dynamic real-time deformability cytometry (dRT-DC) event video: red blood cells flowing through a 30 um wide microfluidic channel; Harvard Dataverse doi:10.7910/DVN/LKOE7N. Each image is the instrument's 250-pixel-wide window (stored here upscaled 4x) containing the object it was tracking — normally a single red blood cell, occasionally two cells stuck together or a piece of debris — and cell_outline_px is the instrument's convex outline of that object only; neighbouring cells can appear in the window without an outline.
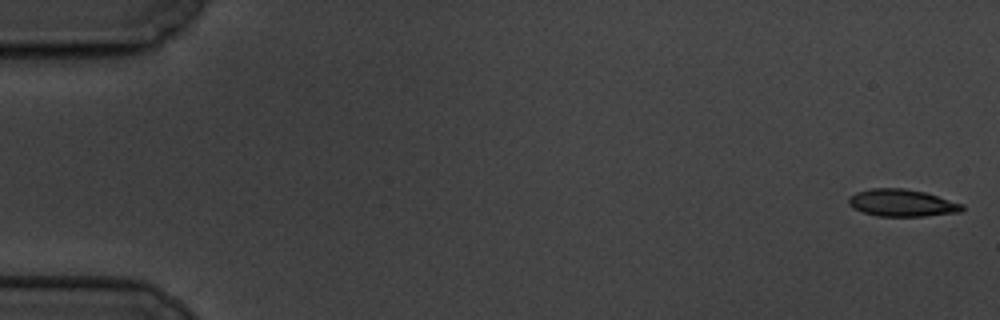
{"species": "common noctule bat (a hibernating species)", "species_latin": "Nyctalus noctula", "temperature_condition": "cold", "stored_images_in_passage": 16, "camera_frame_rate_fps": 3000, "um_per_image_px": 0.085, "animal": {"sex": "male", "body_mass_g": 19.5, "forearm_length_mm": 54.6}, "frame": {"image": 1, "passage_image": 1, "time_ms": 0.0, "image_size_px": [1000, 320], "cell_outline_px": [[964, 208], [960, 212], [924, 216], [876, 216], [852, 208], [848, 204], [848, 196], [856, 192], [872, 188], [904, 188], [924, 192], [964, 204]], "centroid_in_image_um": [76.64, 17.24], "position_along_channel_um": 8.4, "area_um2": 18.03}}
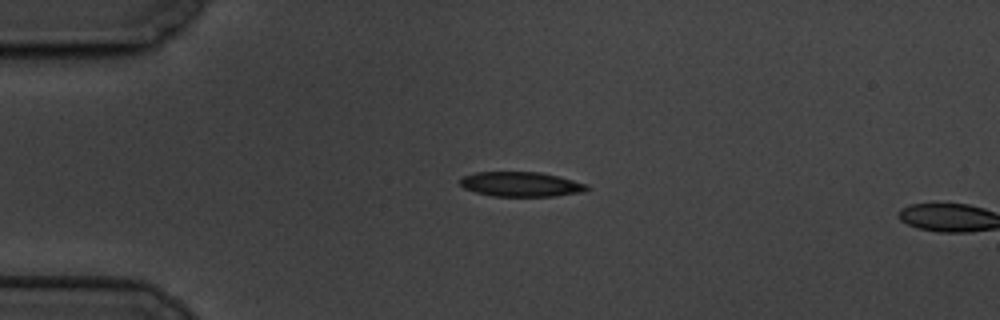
{"frame": {"image": 2, "passage_image": 14, "time_ms": 4.333, "image_size_px": [1000, 320], "cell_outline_px": [[588, 192], [556, 196], [492, 196], [476, 192], [464, 188], [460, 184], [460, 180], [464, 176], [476, 172], [540, 172], [560, 176], [588, 184]], "centroid_in_image_um": [44.35, 15.66], "position_along_channel_um": 40.6, "area_um2": 18.44}}